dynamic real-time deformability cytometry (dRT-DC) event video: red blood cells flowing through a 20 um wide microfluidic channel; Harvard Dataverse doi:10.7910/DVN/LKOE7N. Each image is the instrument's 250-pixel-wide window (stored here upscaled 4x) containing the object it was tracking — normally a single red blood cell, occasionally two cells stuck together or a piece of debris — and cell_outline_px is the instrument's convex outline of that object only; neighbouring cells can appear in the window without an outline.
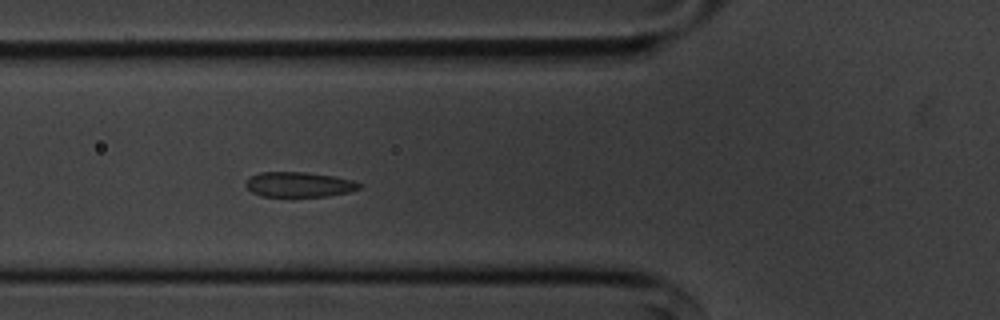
{"species": "common noctule bat (a hibernating species)", "species_latin": "Nyctalus noctula", "temperature_condition": "cold", "stored_images_in_passage": 40, "camera_frame_rate_fps": 3000, "um_per_image_px": 0.085, "animal": {"sex": "male", "body_mass_g": 20.1, "forearm_length_mm": 53.5}, "frame": {"image": 1, "passage_image": 4, "time_ms": 1.0, "image_size_px": [1000, 320], "cell_outline_px": [[360, 188], [348, 192], [324, 196], [260, 196], [252, 192], [244, 184], [248, 176], [260, 172], [304, 172], [332, 176], [352, 180], [360, 184]], "centroid_in_image_um": [25.34, 15.67], "position_along_channel_um": 100.5, "area_um2": 16.42}}
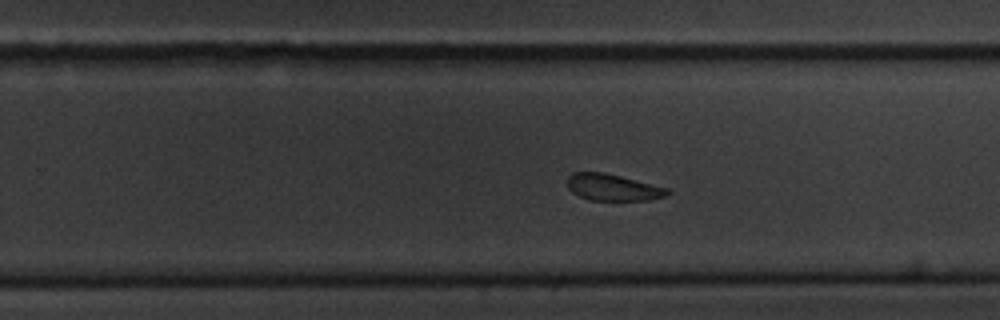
{"frame": {"image": 2, "passage_image": 19, "time_ms": 6.0, "image_size_px": [1000, 320], "cell_outline_px": [[672, 192], [664, 196], [648, 200], [588, 200], [572, 192], [568, 188], [568, 176], [572, 172], [604, 172], [668, 188]], "centroid_in_image_um": [52.08, 15.92], "position_along_channel_um": 277.7, "area_um2": 15.43}}
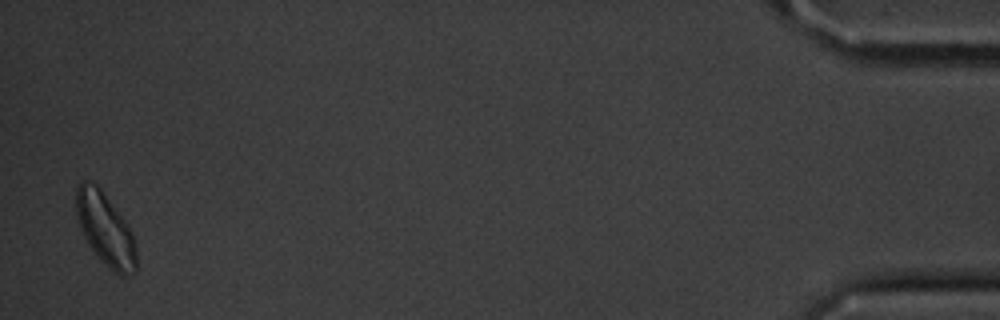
{"frame": {"image": 3, "passage_image": 39, "time_ms": 12.667, "image_size_px": [1000, 320], "cell_outline_px": [[136, 272], [128, 276], [120, 276], [112, 272], [88, 244], [80, 228], [76, 216], [76, 188], [84, 180], [92, 180], [100, 188], [124, 220], [132, 232], [136, 244]], "centroid_in_image_um": [8.96, 19.51], "position_along_channel_um": 426.2, "area_um2": 25.43}, "authors_computed_cell_mechanics": {"area_um2": 17.2533, "velocity_mm_per_s": 3.5478, "shape_relaxation_time_tau1_ms": 2.5857, "shape_relaxation_time_tau2_ms": 6.1298, "deformation_change_tau1": 0.0626, "deformation_change_tau2": 0.0754}}